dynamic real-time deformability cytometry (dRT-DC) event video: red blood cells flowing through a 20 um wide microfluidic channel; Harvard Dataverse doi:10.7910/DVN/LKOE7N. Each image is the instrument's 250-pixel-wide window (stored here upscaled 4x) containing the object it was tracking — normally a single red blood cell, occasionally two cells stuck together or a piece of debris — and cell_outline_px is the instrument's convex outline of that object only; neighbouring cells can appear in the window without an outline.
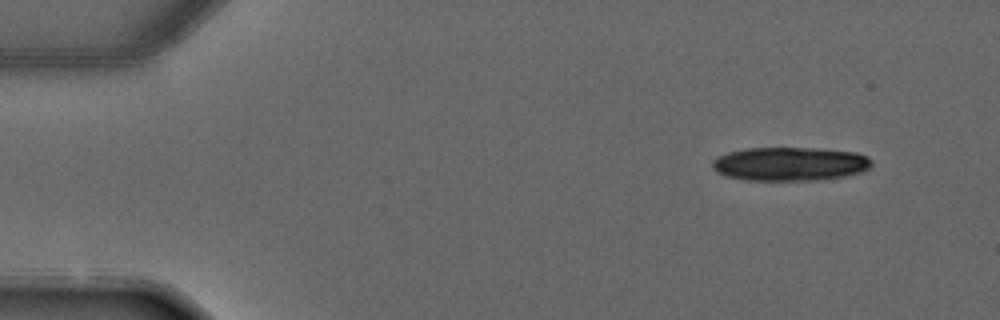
{"species": "common noctule bat (a hibernating species)", "species_latin": "Nyctalus noctula", "temperature_condition": "warm", "stored_images_in_passage": 4, "camera_frame_rate_fps": 3000, "um_per_image_px": 0.085, "animal": {"sex": "male", "forearm_length_mm": 52.5}, "frame": {"image": 1, "passage_image": 1, "time_ms": 0.0, "image_size_px": [1000, 320], "cell_outline_px": [[872, 164], [868, 168], [860, 172], [844, 176], [816, 180], [744, 180], [728, 176], [716, 172], [712, 168], [712, 160], [716, 156], [728, 152], [744, 148], [812, 148], [856, 152], [868, 156], [872, 160]], "centroid_in_image_um": [67.11, 13.92], "position_along_channel_um": 17.9, "area_um2": 31.39}}
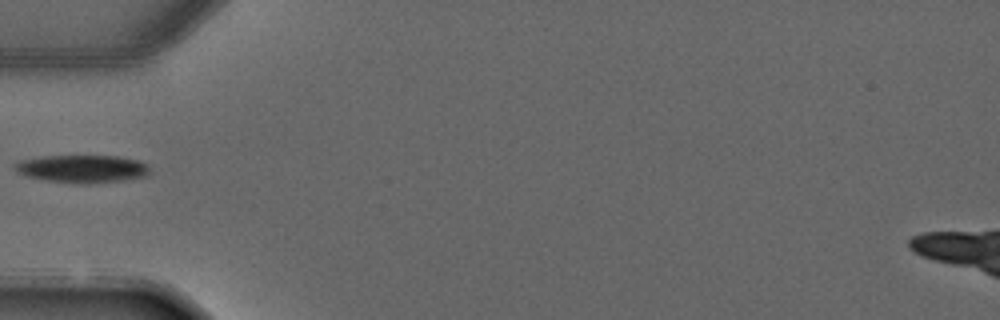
{"frame": {"image": 2, "passage_image": 4, "time_ms": 3.667, "image_size_px": [1000, 320], "cell_outline_px": [[152, 172], [148, 176], [120, 180], [88, 184], [48, 180], [24, 176], [12, 168], [12, 164], [20, 160], [44, 156], [120, 156], [136, 160], [148, 164]], "centroid_in_image_um": [6.99, 14.34], "position_along_channel_um": 78.0, "area_um2": 21.91}}